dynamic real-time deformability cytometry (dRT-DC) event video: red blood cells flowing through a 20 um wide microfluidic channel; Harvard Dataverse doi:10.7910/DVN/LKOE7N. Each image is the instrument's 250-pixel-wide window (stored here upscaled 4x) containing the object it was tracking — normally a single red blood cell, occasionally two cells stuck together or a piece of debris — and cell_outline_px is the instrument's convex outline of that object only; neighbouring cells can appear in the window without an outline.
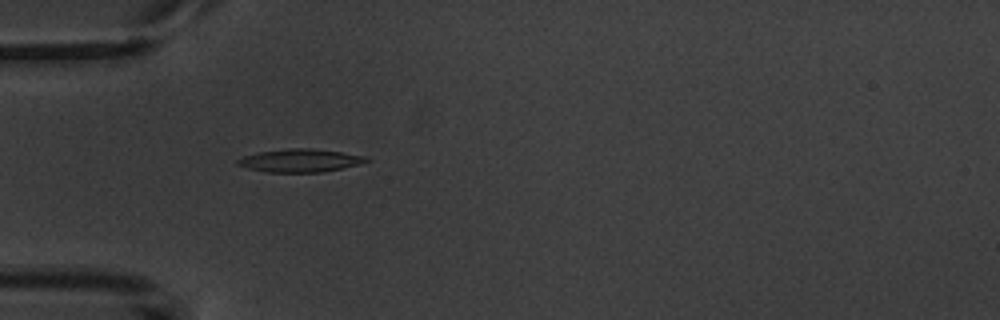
{"species": "common noctule bat (a hibernating species)", "species_latin": "Nyctalus noctula", "temperature_condition": "warm", "stored_images_in_passage": 5, "camera_frame_rate_fps": 3000, "um_per_image_px": 0.085, "animal": {"sex": "male", "body_mass_g": 20.1, "forearm_length_mm": 53.5}, "frame": {"image": 1, "passage_image": 5, "time_ms": 4.667, "image_size_px": [1000, 320], "cell_outline_px": [[372, 160], [360, 164], [324, 172], [268, 172], [248, 168], [236, 164], [236, 160], [244, 156], [260, 152], [288, 148], [312, 148], [368, 156]], "centroid_in_image_um": [25.56, 13.64], "position_along_channel_um": 59.4, "area_um2": 17.28}}